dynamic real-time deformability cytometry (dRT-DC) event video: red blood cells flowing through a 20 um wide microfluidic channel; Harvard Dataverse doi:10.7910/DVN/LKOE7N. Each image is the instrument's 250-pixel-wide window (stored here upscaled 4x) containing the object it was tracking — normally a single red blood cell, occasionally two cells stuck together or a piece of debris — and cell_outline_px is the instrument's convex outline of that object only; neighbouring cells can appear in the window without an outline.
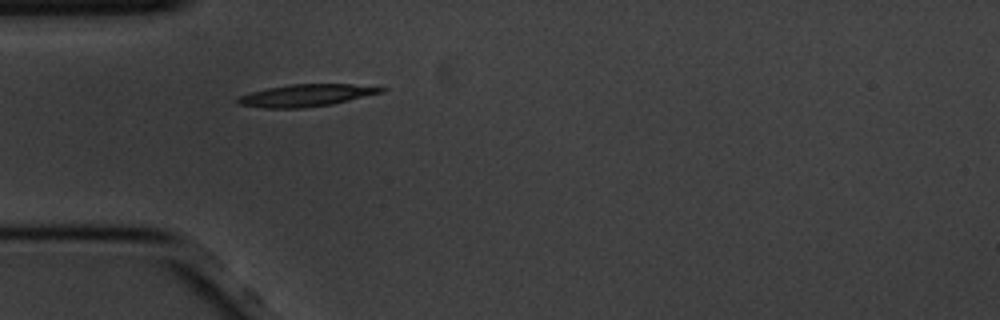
{"species": "common noctule bat (a hibernating species)", "species_latin": "Nyctalus noctula", "temperature_condition": "cold", "stored_images_in_passage": 5, "camera_frame_rate_fps": 3000, "um_per_image_px": 0.085, "animal": {"sex": "male", "body_mass_g": 20.1, "forearm_length_mm": 53.5}, "frame": {"image": 1, "passage_image": 1, "time_ms": 0.0, "image_size_px": [1000, 320], "cell_outline_px": [[388, 88], [384, 92], [332, 104], [304, 108], [260, 108], [236, 104], [236, 96], [268, 88], [292, 84], [352, 84]], "centroid_in_image_um": [25.99, 8.11], "position_along_channel_um": 59.0, "area_um2": 18.61}}
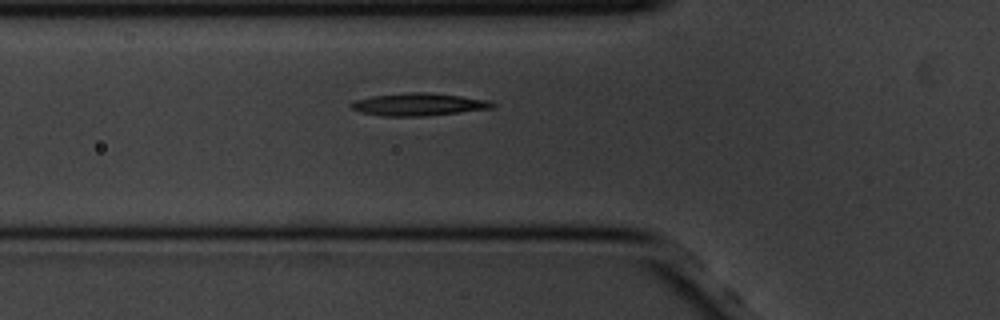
{"frame": {"image": 2, "passage_image": 4, "time_ms": 1.0, "image_size_px": [1000, 320], "cell_outline_px": [[496, 104], [492, 108], [460, 112], [420, 116], [384, 116], [360, 112], [352, 108], [348, 104], [356, 100], [372, 96], [408, 92], [424, 92], [460, 96], [488, 100]], "centroid_in_image_um": [35.56, 8.87], "position_along_channel_um": 90.2, "area_um2": 18.32}}